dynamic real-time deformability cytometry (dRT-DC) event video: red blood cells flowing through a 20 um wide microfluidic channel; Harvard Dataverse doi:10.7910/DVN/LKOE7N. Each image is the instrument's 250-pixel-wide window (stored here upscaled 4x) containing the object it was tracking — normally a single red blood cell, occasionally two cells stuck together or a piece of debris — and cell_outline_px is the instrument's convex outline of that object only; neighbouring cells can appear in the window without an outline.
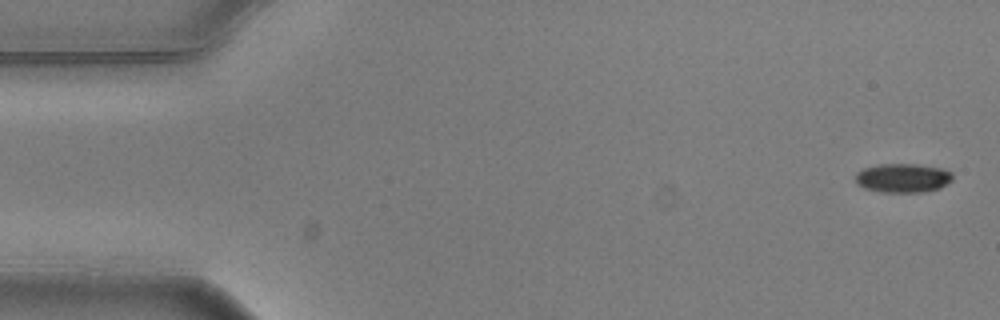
{"species": "common noctule bat (a hibernating species)", "species_latin": "Nyctalus noctula", "temperature_condition": "warm", "stored_images_in_passage": 5, "segment_of_instrument_passage": [1, 2], "camera_frame_rate_fps": 3000, "um_per_image_px": 0.085, "animal": {"sex": "male", "body_mass_g": 20.5, "forearm_length_mm": 52.5}, "frame": {"image": 1, "passage_image": 1, "time_ms": 0.0, "image_size_px": [1000, 320], "cell_outline_px": [[952, 180], [948, 184], [940, 188], [924, 192], [880, 192], [864, 188], [856, 184], [856, 172], [864, 168], [876, 164], [916, 164], [944, 168], [952, 172]], "centroid_in_image_um": [76.75, 15.12], "position_along_channel_um": 8.2, "area_um2": 16.7}}
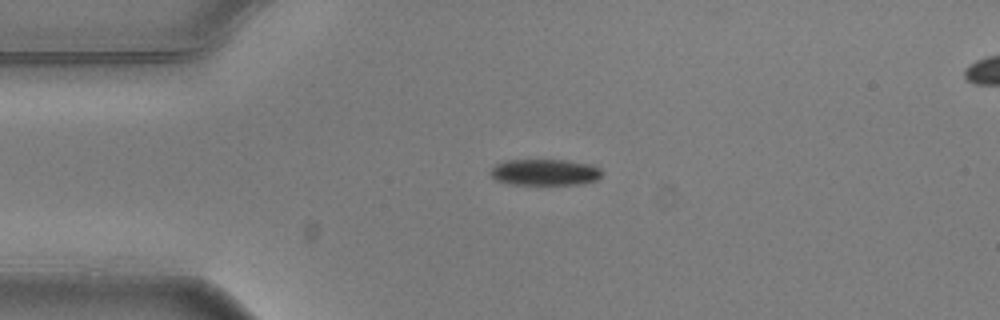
{"frame": {"image": 2, "passage_image": 3, "time_ms": 0.667, "image_size_px": [1000, 320], "cell_outline_px": [[600, 176], [596, 180], [584, 184], [512, 184], [496, 180], [488, 172], [496, 164], [504, 160], [568, 160], [592, 164], [600, 168]], "centroid_in_image_um": [46.31, 14.63], "position_along_channel_um": 38.7, "area_um2": 17.11}}